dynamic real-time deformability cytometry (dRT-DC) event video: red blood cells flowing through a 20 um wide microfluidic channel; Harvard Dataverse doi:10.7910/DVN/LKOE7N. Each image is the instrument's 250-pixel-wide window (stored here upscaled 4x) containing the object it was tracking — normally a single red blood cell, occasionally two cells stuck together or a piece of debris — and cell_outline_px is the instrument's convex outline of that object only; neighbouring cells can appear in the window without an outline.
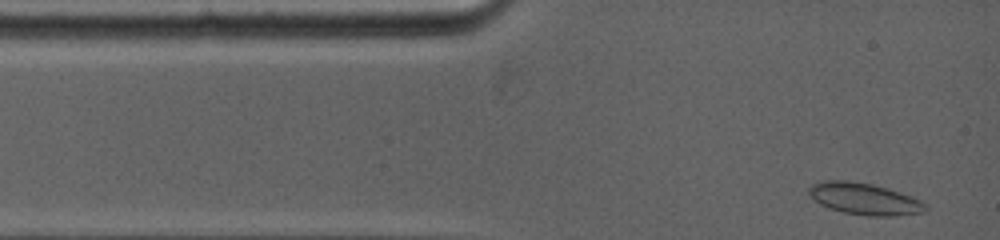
{"species": "common noctule bat (a hibernating species)", "species_latin": "Nyctalus noctula", "temperature_condition": "warm", "stored_images_in_passage": 8, "camera_frame_rate_fps": 5000, "um_per_image_px": 0.085, "animal": {"sex": "female", "body_mass_g": 19.0, "forearm_length_mm": 53.3}, "frame": {"image": 1, "passage_image": 1, "time_ms": 0.0, "image_size_px": [1000, 240], "cell_outline_px": [[928, 208], [924, 212], [896, 216], [868, 216], [844, 212], [828, 208], [820, 204], [808, 192], [808, 188], [812, 184], [820, 180], [848, 180], [872, 184], [888, 188], [900, 192], [920, 200]], "centroid_in_image_um": [73.46, 16.89], "position_along_channel_um": 11.5, "area_um2": 21.56}}
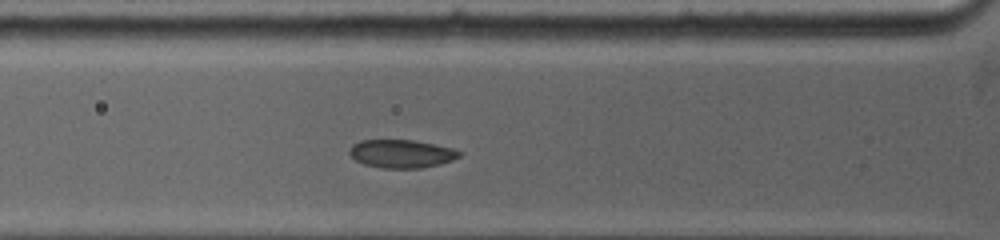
{"frame": {"image": 2, "passage_image": 5, "time_ms": 3.0, "image_size_px": [1000, 240], "cell_outline_px": [[464, 152], [460, 156], [452, 160], [440, 164], [420, 168], [380, 168], [364, 164], [356, 160], [348, 152], [348, 148], [352, 144], [360, 140], [416, 140], [452, 148]], "centroid_in_image_um": [34.12, 13.06], "position_along_channel_um": 91.7, "area_um2": 18.21}}
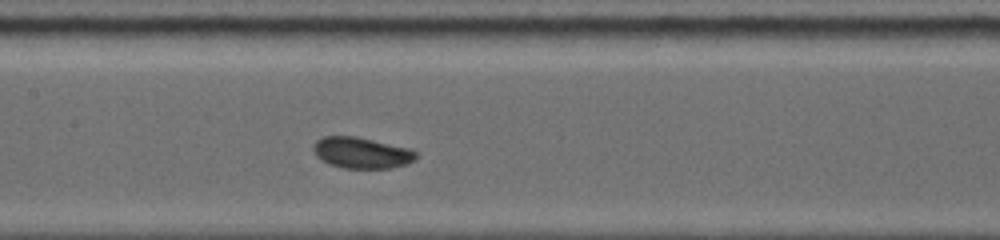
{"frame": {"image": 3, "passage_image": 8, "time_ms": 5.2, "image_size_px": [1000, 240], "cell_outline_px": [[416, 156], [408, 164], [392, 168], [344, 168], [328, 164], [316, 156], [312, 148], [312, 144], [316, 140], [324, 136], [356, 136], [412, 148], [416, 152]], "centroid_in_image_um": [30.72, 12.98], "position_along_channel_um": 176.7, "area_um2": 18.84}}